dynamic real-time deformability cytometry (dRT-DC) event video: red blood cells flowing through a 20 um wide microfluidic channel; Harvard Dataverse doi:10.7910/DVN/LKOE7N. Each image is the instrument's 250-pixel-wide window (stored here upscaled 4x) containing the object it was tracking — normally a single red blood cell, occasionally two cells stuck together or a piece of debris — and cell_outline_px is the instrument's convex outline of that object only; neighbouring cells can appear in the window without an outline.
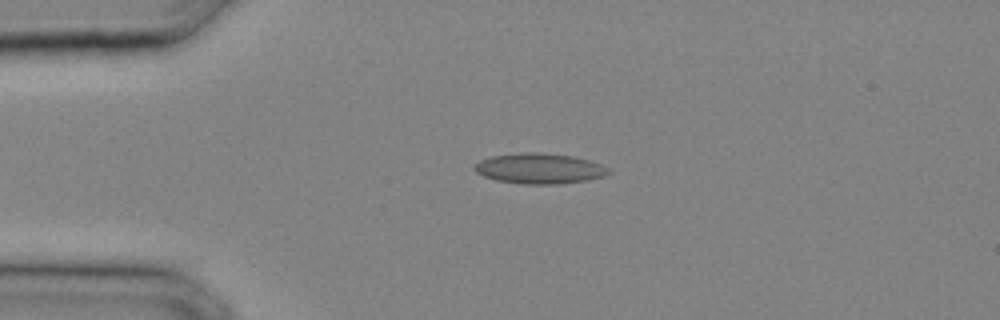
{"species": "common noctule bat (a hibernating species)", "species_latin": "Nyctalus noctula", "temperature_condition": "cold", "stored_images_in_passage": 15, "camera_frame_rate_fps": 3000, "um_per_image_px": 0.085, "animal": {"sex": "male", "body_mass_g": 20.4}, "frame": {"image": 1, "passage_image": 1, "time_ms": 0.0, "image_size_px": [1000, 320], "cell_outline_px": [[612, 172], [604, 176], [588, 180], [560, 184], [524, 184], [496, 180], [484, 176], [476, 172], [472, 168], [480, 160], [492, 156], [520, 152], [540, 152], [572, 156], [588, 160], [600, 164], [608, 168]], "centroid_in_image_um": [45.85, 14.32], "position_along_channel_um": 39.1, "area_um2": 23.81}}
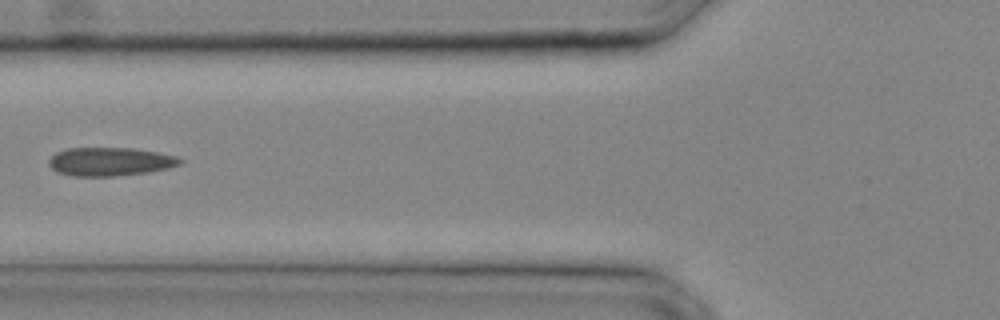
{"frame": {"image": 2, "passage_image": 6, "time_ms": 1.667, "image_size_px": [1000, 320], "cell_outline_px": [[184, 160], [180, 164], [168, 168], [148, 172], [112, 176], [72, 176], [56, 172], [48, 164], [48, 160], [56, 152], [68, 148], [132, 148], [156, 152], [176, 156]], "centroid_in_image_um": [9.33, 13.74], "position_along_channel_um": 116.5, "area_um2": 21.73}}
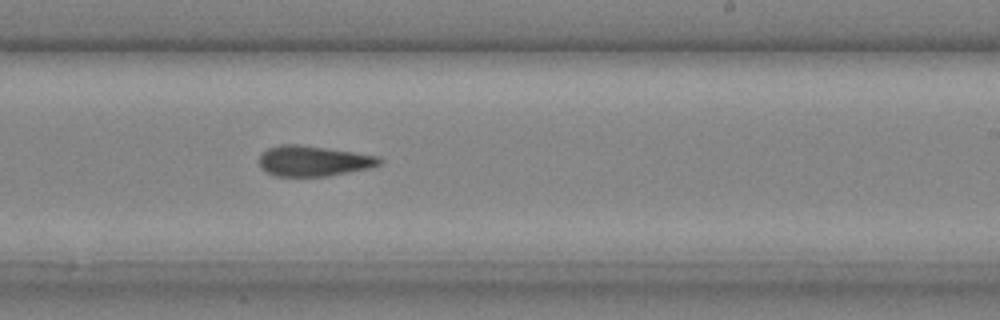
{"frame": {"image": 3, "passage_image": 13, "time_ms": 4.0, "image_size_px": [1000, 320], "cell_outline_px": [[384, 160], [380, 164], [372, 168], [328, 176], [276, 176], [260, 168], [260, 152], [268, 148], [280, 144], [300, 144], [380, 156]], "centroid_in_image_um": [26.67, 13.68], "position_along_channel_um": 262.3, "area_um2": 21.56}}